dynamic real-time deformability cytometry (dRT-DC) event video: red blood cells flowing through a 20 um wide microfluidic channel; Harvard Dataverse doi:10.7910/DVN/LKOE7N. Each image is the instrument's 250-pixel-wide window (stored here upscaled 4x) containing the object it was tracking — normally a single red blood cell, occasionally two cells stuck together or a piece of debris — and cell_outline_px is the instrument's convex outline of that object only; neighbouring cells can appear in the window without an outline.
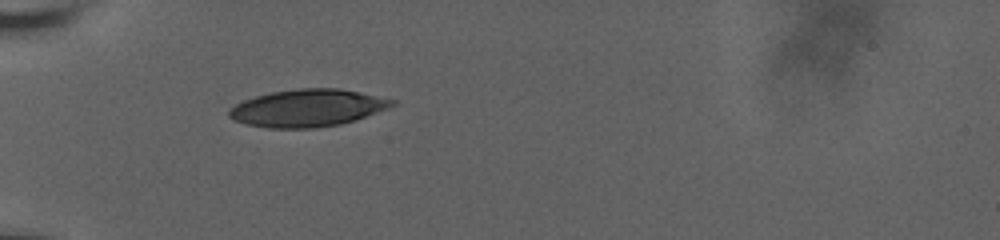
{"species": "human", "species_latin": "Homo sapiens", "temperature_condition": "room temperature", "stored_images_in_passage": 38, "camera_frame_rate_fps": 3000, "um_per_image_px": 0.085, "donor": {"sex": "male"}, "frame": {"image": 1, "passage_image": 1, "time_ms": 0.0, "image_size_px": [1000, 240], "cell_outline_px": [[396, 104], [388, 108], [356, 120], [340, 124], [316, 128], [268, 128], [248, 124], [236, 120], [228, 116], [228, 112], [236, 104], [244, 100], [256, 96], [272, 92], [300, 88], [340, 88], [396, 100]], "centroid_in_image_um": [26.17, 9.18], "position_along_channel_um": 58.8, "area_um2": 35.26}}
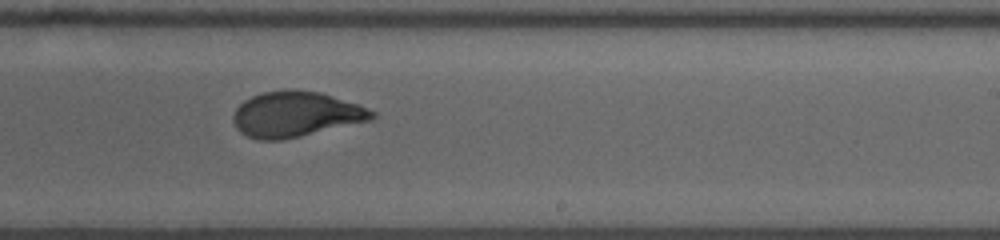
{"frame": {"image": 2, "passage_image": 18, "time_ms": 6.0, "image_size_px": [1000, 240], "cell_outline_px": [[376, 116], [372, 120], [280, 140], [260, 140], [248, 136], [240, 132], [236, 128], [232, 120], [232, 116], [236, 108], [244, 100], [252, 96], [264, 92], [292, 88], [320, 92], [356, 104], [376, 112]], "centroid_in_image_um": [25.11, 9.7], "position_along_channel_um": 263.9, "area_um2": 36.53}}
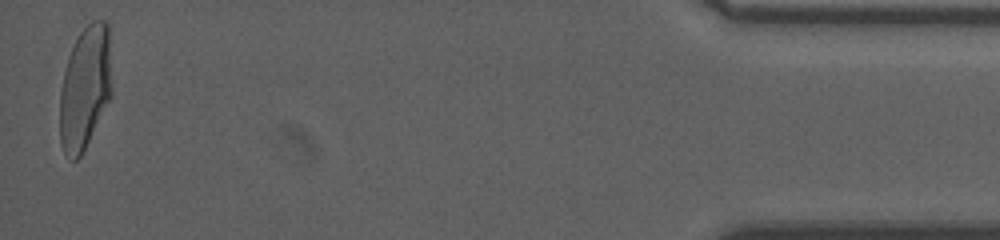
{"frame": {"image": 3, "passage_image": 38, "time_ms": 12.667, "image_size_px": [1000, 240], "cell_outline_px": [[112, 96], [80, 156], [76, 160], [68, 160], [60, 144], [60, 92], [64, 72], [68, 56], [76, 36], [92, 20], [104, 20], [108, 24], [112, 88]], "centroid_in_image_um": [7.23, 7.45], "position_along_channel_um": 428.0, "area_um2": 37.63}, "authors_computed_cell_mechanics": {"area_um2": 36.3562, "velocity_mm_per_s": 3.6373, "shape_relaxation_time_tau1_ms": 8.569, "shape_relaxation_time_tau2_ms": 0.8545, "deformation_change_tau1": 0.2962, "deformation_change_tau2": 0.0658}}